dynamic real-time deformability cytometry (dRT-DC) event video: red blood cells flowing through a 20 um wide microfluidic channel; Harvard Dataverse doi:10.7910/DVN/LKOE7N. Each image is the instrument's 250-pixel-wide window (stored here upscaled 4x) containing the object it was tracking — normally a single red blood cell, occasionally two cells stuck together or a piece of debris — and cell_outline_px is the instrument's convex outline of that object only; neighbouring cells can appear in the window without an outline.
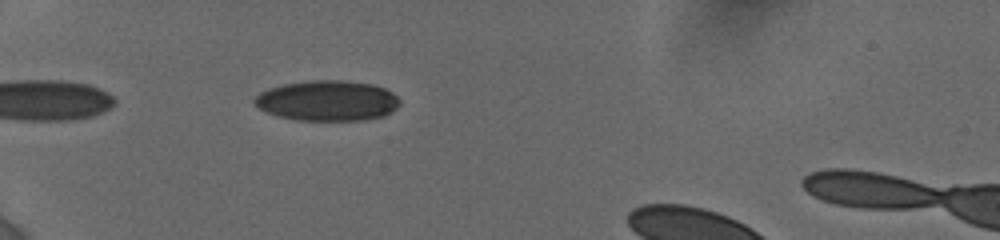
{"species": "human", "species_latin": "Homo sapiens", "temperature_condition": "cold", "stored_images_in_passage": 36, "camera_frame_rate_fps": 3000, "um_per_image_px": 0.085, "donor": {"sex": "female"}, "frame": {"image": 1, "passage_image": 3, "time_ms": 0.667, "image_size_px": [1000, 240], "cell_outline_px": [[400, 104], [396, 108], [384, 116], [364, 120], [296, 120], [280, 116], [268, 112], [260, 108], [252, 100], [260, 92], [268, 88], [284, 84], [312, 80], [344, 80], [372, 84], [384, 88], [392, 92], [400, 100]], "centroid_in_image_um": [27.85, 8.55], "position_along_channel_um": 57.2, "area_um2": 34.1}}
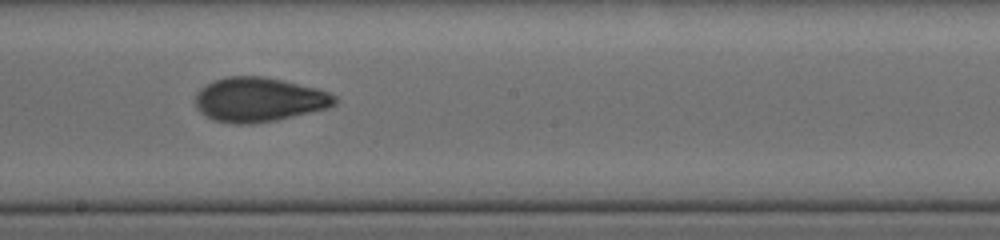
{"frame": {"image": 2, "passage_image": 18, "time_ms": 5.667, "image_size_px": [1000, 240], "cell_outline_px": [[336, 104], [328, 108], [276, 120], [252, 124], [232, 124], [212, 120], [204, 116], [196, 108], [196, 92], [200, 88], [212, 80], [228, 76], [264, 76], [316, 88], [328, 92], [336, 96]], "centroid_in_image_um": [21.97, 8.47], "position_along_channel_um": 226.2, "area_um2": 36.24}}
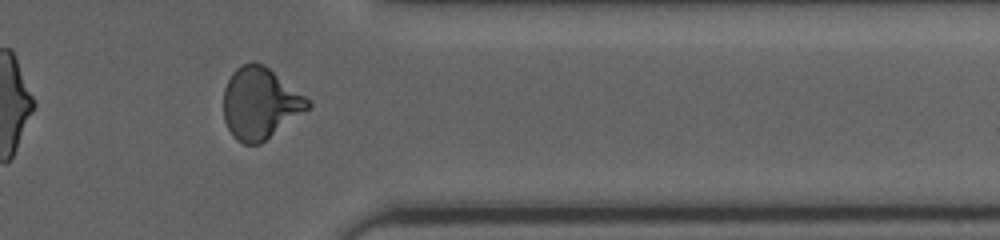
{"frame": {"image": 3, "passage_image": 31, "time_ms": 10.0, "image_size_px": [1000, 240], "cell_outline_px": [[312, 104], [308, 108], [260, 144], [244, 144], [236, 140], [232, 136], [224, 120], [224, 88], [232, 72], [236, 68], [252, 60], [268, 68], [304, 96]], "centroid_in_image_um": [22.05, 8.79], "position_along_channel_um": 389.3, "area_um2": 34.45}, "authors_computed_cell_mechanics": {"area_um2": 34.5066, "velocity_mm_per_s": 3.8503, "shape_relaxation_time_tau1_ms": 4.1149, "shape_relaxation_time_tau2_ms": 1.3921, "deformation_change_tau1": 0.1468, "deformation_change_tau2": 0.0646}}